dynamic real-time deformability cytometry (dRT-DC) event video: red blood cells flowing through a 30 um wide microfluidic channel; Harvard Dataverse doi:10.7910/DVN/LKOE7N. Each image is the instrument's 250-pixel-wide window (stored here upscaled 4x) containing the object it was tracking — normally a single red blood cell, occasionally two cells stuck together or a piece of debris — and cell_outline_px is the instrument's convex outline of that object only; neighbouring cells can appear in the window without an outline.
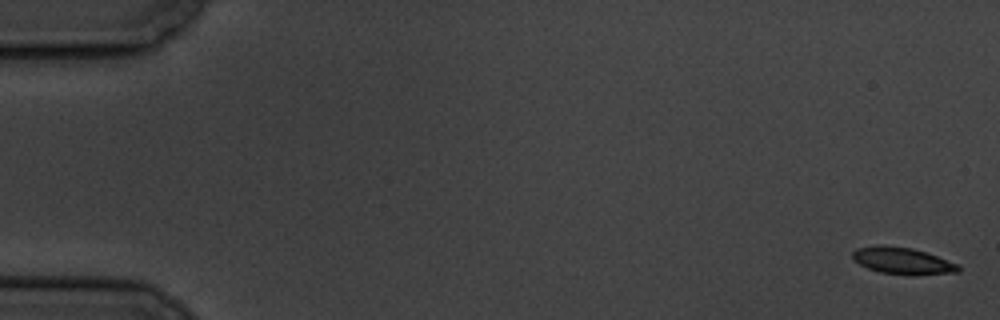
{"species": "common noctule bat (a hibernating species)", "species_latin": "Nyctalus noctula", "temperature_condition": "cold", "stored_images_in_passage": 6, "camera_frame_rate_fps": 3000, "um_per_image_px": 0.085, "animal": {"sex": "male", "body_mass_g": 19.5, "forearm_length_mm": 54.6}, "frame": {"image": 1, "passage_image": 1, "time_ms": 0.0, "image_size_px": [1000, 320], "cell_outline_px": [[960, 272], [916, 276], [912, 276], [880, 272], [868, 268], [852, 260], [852, 252], [856, 248], [876, 244], [884, 244], [912, 248], [960, 264]], "centroid_in_image_um": [76.71, 22.17], "position_along_channel_um": 8.3, "area_um2": 16.94}}